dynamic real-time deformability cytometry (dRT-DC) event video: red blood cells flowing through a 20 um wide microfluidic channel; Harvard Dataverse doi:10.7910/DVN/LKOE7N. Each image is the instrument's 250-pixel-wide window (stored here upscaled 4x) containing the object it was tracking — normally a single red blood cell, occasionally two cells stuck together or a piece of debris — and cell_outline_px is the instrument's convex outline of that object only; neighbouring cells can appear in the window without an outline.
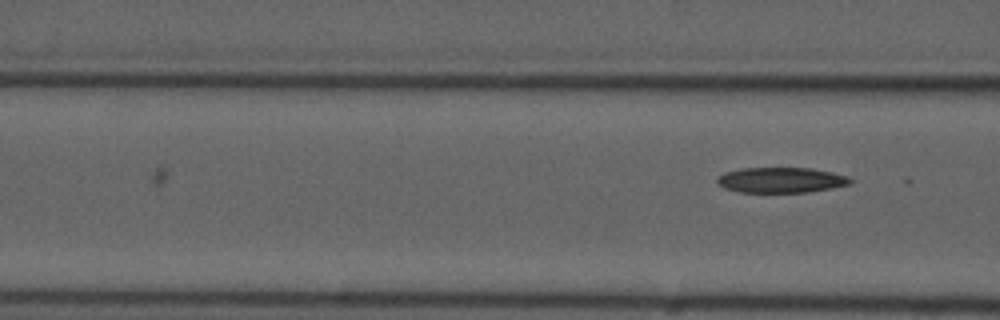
{"species": "common noctule bat (a hibernating species)", "species_latin": "Nyctalus noctula", "temperature_condition": "cold", "stored_images_in_passage": 6, "camera_frame_rate_fps": 3000, "um_per_image_px": 0.085, "animal": {"sex": "male", "forearm_length_mm": 52.5}, "frame": {"image": 1, "passage_image": 6, "time_ms": 6.0, "image_size_px": [1000, 320], "cell_outline_px": [[856, 180], [852, 184], [832, 188], [808, 192], [740, 192], [724, 188], [716, 184], [716, 180], [724, 172], [740, 168], [812, 168], [832, 172], [848, 176]], "centroid_in_image_um": [66.43, 15.3], "position_along_channel_um": 100.2, "area_um2": 19.94}}